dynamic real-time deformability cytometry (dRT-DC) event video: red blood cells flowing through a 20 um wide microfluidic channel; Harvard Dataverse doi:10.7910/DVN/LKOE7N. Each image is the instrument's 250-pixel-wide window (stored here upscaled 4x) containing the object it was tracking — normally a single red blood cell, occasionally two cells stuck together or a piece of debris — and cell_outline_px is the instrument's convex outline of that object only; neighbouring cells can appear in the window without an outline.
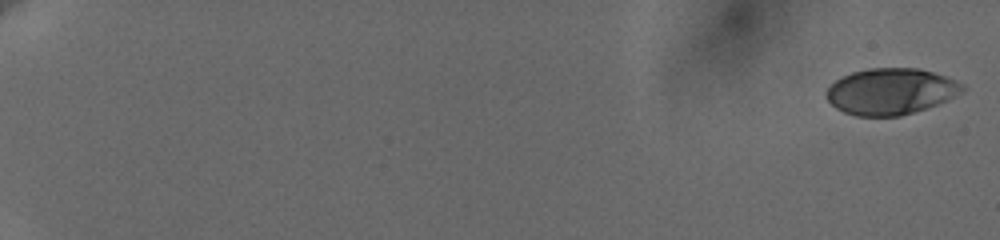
{"species": "human", "species_latin": "Homo sapiens", "temperature_condition": "cold", "stored_images_in_passage": 16, "camera_frame_rate_fps": 3000, "um_per_image_px": 0.085, "donor": {"sex": "female"}, "frame": {"image": 1, "passage_image": 1, "time_ms": 0.0, "image_size_px": [1000, 240], "cell_outline_px": [[964, 88], [952, 96], [936, 104], [900, 116], [856, 116], [844, 112], [836, 108], [828, 100], [828, 88], [836, 80], [852, 72], [868, 68], [920, 68], [944, 76], [960, 84]], "centroid_in_image_um": [75.65, 7.76], "position_along_channel_um": 9.3, "area_um2": 35.78}}
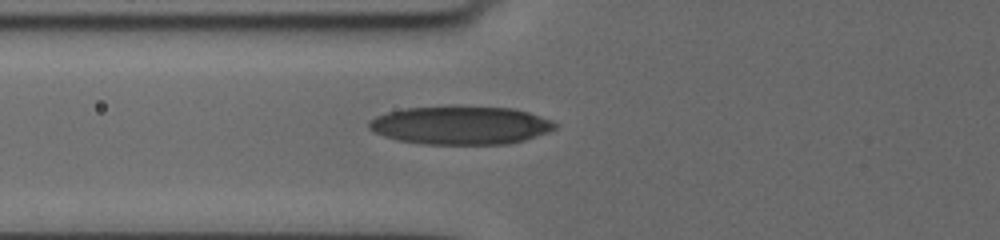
{"frame": {"image": 2, "passage_image": 12, "time_ms": 8.333, "image_size_px": [1000, 240], "cell_outline_px": [[560, 124], [556, 128], [548, 132], [524, 140], [508, 144], [420, 144], [400, 140], [384, 136], [368, 128], [368, 120], [376, 116], [388, 112], [404, 108], [460, 104], [512, 108], [528, 112], [552, 120]], "centroid_in_image_um": [39.17, 10.62], "position_along_channel_um": 86.6, "area_um2": 42.43}}
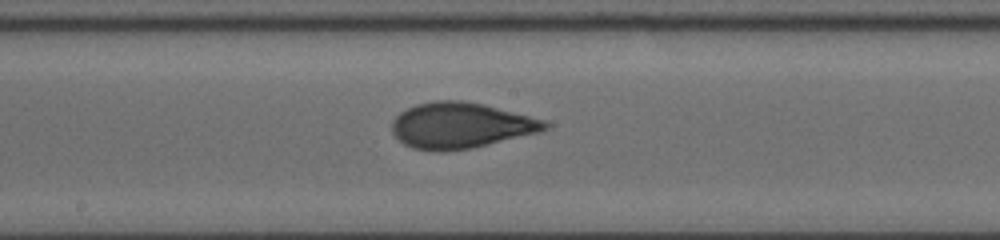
{"frame": {"image": 3, "passage_image": 16, "time_ms": 11.667, "image_size_px": [1000, 240], "cell_outline_px": [[552, 124], [548, 128], [540, 132], [472, 148], [444, 152], [440, 152], [412, 148], [404, 144], [392, 132], [392, 120], [400, 112], [416, 104], [436, 100], [460, 100], [484, 104], [544, 120]], "centroid_in_image_um": [39.15, 10.67], "position_along_channel_um": 209.0, "area_um2": 40.86}}